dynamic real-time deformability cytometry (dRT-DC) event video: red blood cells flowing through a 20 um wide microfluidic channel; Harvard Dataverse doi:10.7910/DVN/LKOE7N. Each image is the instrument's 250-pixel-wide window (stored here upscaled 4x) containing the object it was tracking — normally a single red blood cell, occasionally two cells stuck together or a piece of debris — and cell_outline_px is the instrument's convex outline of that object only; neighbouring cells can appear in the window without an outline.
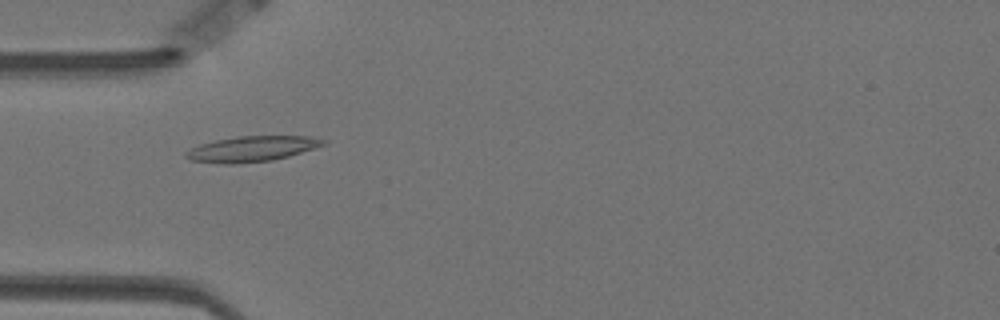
{"species": "Egyptian fruit bat (a non-hibernating species)", "species_latin": "Rousettus aegyptiacus", "temperature_condition": "warm", "stored_images_in_passage": 57, "camera_frame_rate_fps": 3000, "um_per_image_px": 0.085, "animal": {"sex": "female"}, "frame": {"image": 1, "passage_image": 17, "time_ms": 5.333, "image_size_px": [1000, 320], "cell_outline_px": [[328, 144], [288, 156], [272, 160], [232, 164], [224, 164], [192, 160], [184, 156], [184, 152], [200, 144], [216, 140], [236, 136], [308, 136], [328, 140]], "centroid_in_image_um": [21.44, 12.64], "position_along_channel_um": 63.6, "area_um2": 20.35}}
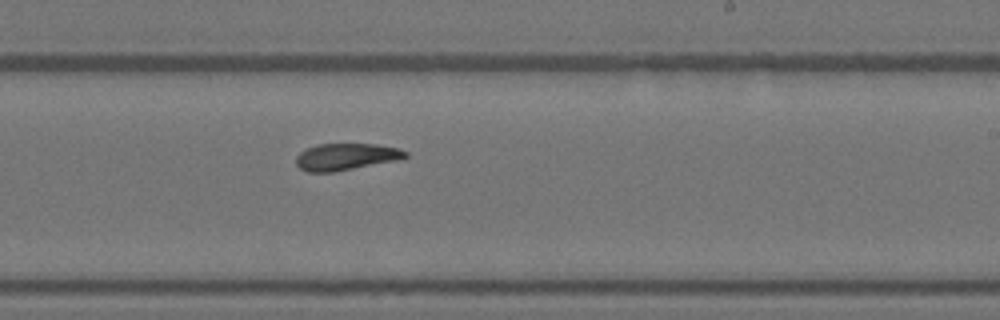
{"frame": {"image": 2, "passage_image": 34, "time_ms": 11.0, "image_size_px": [1000, 320], "cell_outline_px": [[408, 156], [400, 160], [332, 172], [308, 172], [300, 168], [296, 164], [296, 156], [300, 152], [316, 144], [376, 144], [400, 148], [408, 152]], "centroid_in_image_um": [29.44, 13.32], "position_along_channel_um": 259.6, "area_um2": 17.17}}
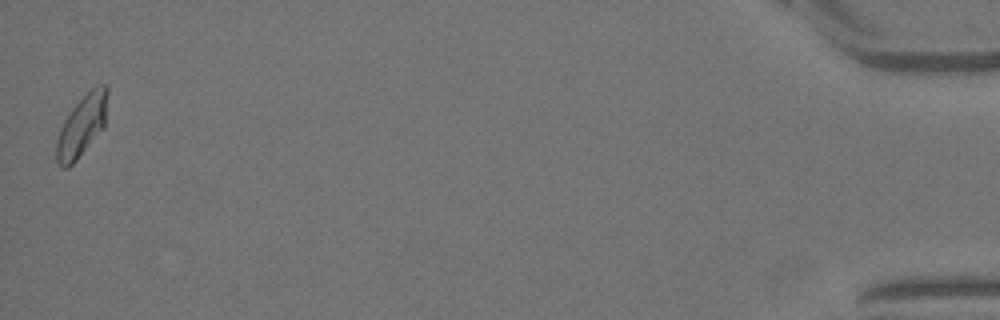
{"frame": {"image": 3, "passage_image": 57, "time_ms": 18.667, "image_size_px": [1000, 320], "cell_outline_px": [[108, 92], [104, 128], [76, 160], [68, 168], [60, 168], [56, 160], [56, 140], [60, 128], [68, 112], [92, 88], [100, 84], [104, 84], [108, 88]], "centroid_in_image_um": [6.94, 10.71], "position_along_channel_um": 428.3, "area_um2": 18.21}, "authors_computed_cell_mechanics": {"area_um2": 17.8024, "velocity_mm_per_s": 3.4698, "shape_relaxation_time_tau1_ms": null, "shape_relaxation_time_tau2_ms": 7.3326, "deformation_change_tau1": null, "deformation_change_tau2": 0.1274}}